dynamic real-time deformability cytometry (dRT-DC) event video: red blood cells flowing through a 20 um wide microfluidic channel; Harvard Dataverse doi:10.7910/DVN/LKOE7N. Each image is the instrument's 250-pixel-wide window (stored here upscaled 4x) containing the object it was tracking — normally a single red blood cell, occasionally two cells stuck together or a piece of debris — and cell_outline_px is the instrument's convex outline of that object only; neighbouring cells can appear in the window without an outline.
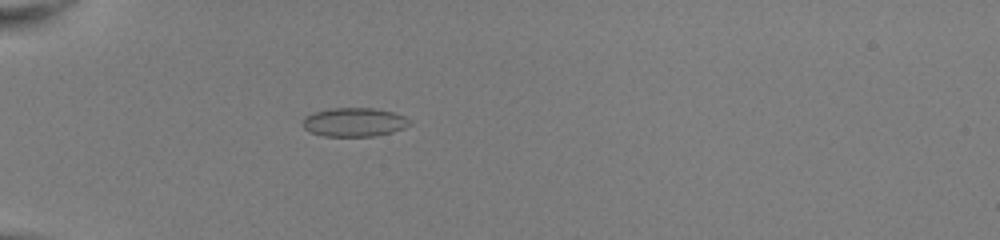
{"species": "common noctule bat (a hibernating species)", "species_latin": "Nyctalus noctula", "temperature_condition": "room temperature", "stored_images_in_passage": 41, "camera_frame_rate_fps": 3000, "um_per_image_px": 0.085, "animal": {"sex": "female", "body_mass_g": 22.0, "forearm_length_mm": 56.7}, "frame": {"image": 1, "passage_image": 7, "time_ms": 2.0, "image_size_px": [1000, 240], "cell_outline_px": [[412, 124], [404, 128], [392, 132], [372, 136], [324, 136], [308, 132], [304, 128], [304, 116], [312, 112], [332, 108], [372, 108], [392, 112], [404, 116], [412, 120]], "centroid_in_image_um": [30.11, 10.38], "position_along_channel_um": 54.9, "area_um2": 18.03}}
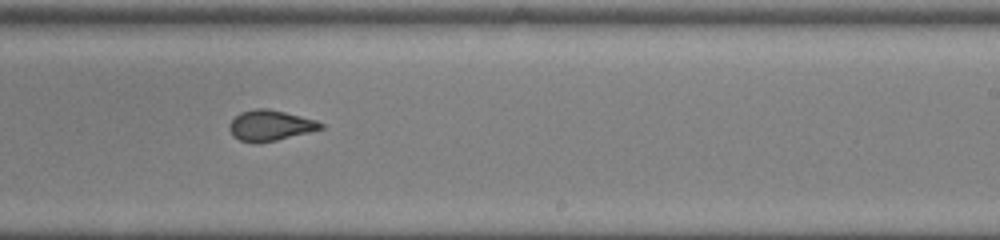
{"frame": {"image": 2, "passage_image": 24, "time_ms": 7.667, "image_size_px": [1000, 240], "cell_outline_px": [[324, 128], [260, 144], [252, 144], [240, 140], [232, 136], [228, 128], [228, 124], [240, 112], [256, 108], [268, 108], [316, 120], [324, 124]], "centroid_in_image_um": [22.92, 10.68], "position_along_channel_um": 266.1, "area_um2": 16.42}}
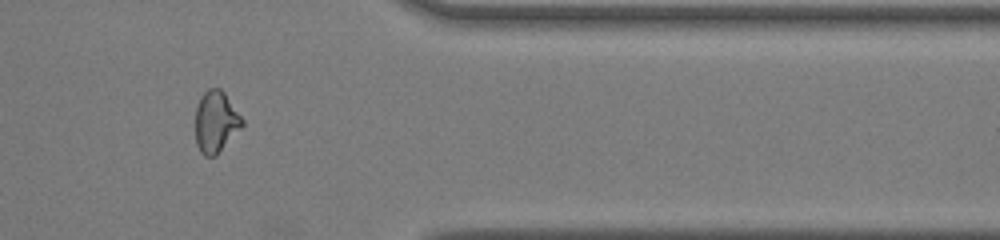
{"frame": {"image": 3, "passage_image": 34, "time_ms": 11.0, "image_size_px": [1000, 240], "cell_outline_px": [[244, 124], [216, 156], [204, 156], [200, 152], [196, 144], [196, 108], [200, 96], [208, 88], [220, 88], [224, 92], [244, 120]], "centroid_in_image_um": [18.34, 10.35], "position_along_channel_um": 393.1, "area_um2": 16.76}}